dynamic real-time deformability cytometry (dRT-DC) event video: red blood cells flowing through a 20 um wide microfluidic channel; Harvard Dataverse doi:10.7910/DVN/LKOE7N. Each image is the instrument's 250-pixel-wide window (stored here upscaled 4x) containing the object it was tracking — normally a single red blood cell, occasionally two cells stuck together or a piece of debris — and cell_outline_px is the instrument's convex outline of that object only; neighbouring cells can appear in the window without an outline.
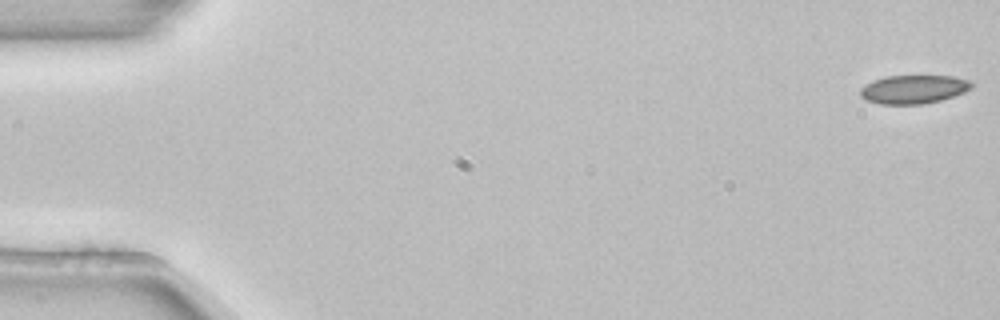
{"species": "common noctule bat (a hibernating species)", "species_latin": "Nyctalus noctula", "temperature_condition": "room temperature", "stored_images_in_passage": 5, "camera_frame_rate_fps": 3000, "um_per_image_px": 0.085, "animal": {"sex": "female", "body_mass_g": 22.7, "forearm_length_mm": 54.2}, "frame": {"image": 1, "passage_image": 1, "time_ms": 0.0, "image_size_px": [1000, 320], "cell_outline_px": [[972, 88], [964, 92], [940, 100], [924, 104], [880, 104], [868, 100], [860, 96], [860, 88], [872, 80], [884, 76], [952, 76], [968, 80], [972, 84]], "centroid_in_image_um": [77.62, 7.58], "position_along_channel_um": 7.4, "area_um2": 18.44}}
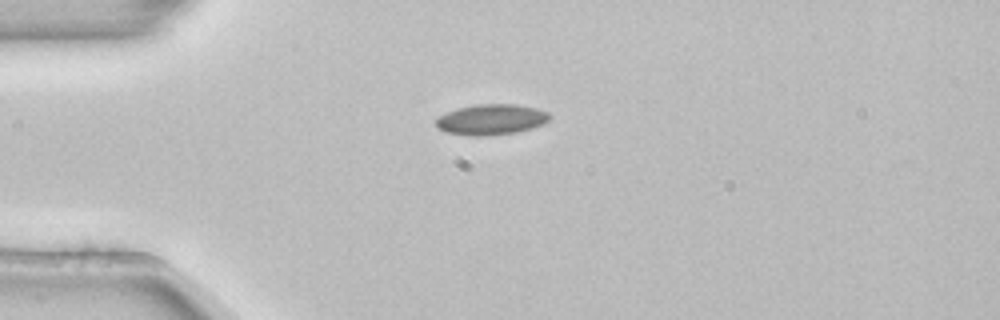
{"frame": {"image": 2, "passage_image": 4, "time_ms": 1.0, "image_size_px": [1000, 320], "cell_outline_px": [[552, 116], [544, 124], [532, 128], [516, 132], [480, 136], [472, 136], [444, 132], [436, 128], [436, 120], [440, 116], [456, 108], [480, 104], [516, 104], [536, 108], [548, 112]], "centroid_in_image_um": [41.76, 10.16], "position_along_channel_um": 43.2, "area_um2": 20.29}}